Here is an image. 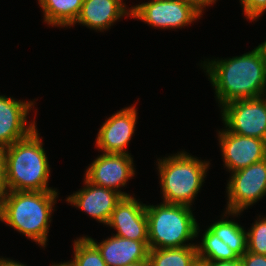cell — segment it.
<instances>
[{"instance_id": "6da1fadb", "label": "cell", "mask_w": 266, "mask_h": 266, "mask_svg": "<svg viewBox=\"0 0 266 266\" xmlns=\"http://www.w3.org/2000/svg\"><path fill=\"white\" fill-rule=\"evenodd\" d=\"M204 64L220 105L260 97L266 92V41L232 59Z\"/></svg>"}, {"instance_id": "7a4b0ae2", "label": "cell", "mask_w": 266, "mask_h": 266, "mask_svg": "<svg viewBox=\"0 0 266 266\" xmlns=\"http://www.w3.org/2000/svg\"><path fill=\"white\" fill-rule=\"evenodd\" d=\"M57 195L56 190L9 191L0 206V221L45 247Z\"/></svg>"}, {"instance_id": "3957f363", "label": "cell", "mask_w": 266, "mask_h": 266, "mask_svg": "<svg viewBox=\"0 0 266 266\" xmlns=\"http://www.w3.org/2000/svg\"><path fill=\"white\" fill-rule=\"evenodd\" d=\"M9 191H50L49 162L34 129L27 137L4 148Z\"/></svg>"}, {"instance_id": "277c9868", "label": "cell", "mask_w": 266, "mask_h": 266, "mask_svg": "<svg viewBox=\"0 0 266 266\" xmlns=\"http://www.w3.org/2000/svg\"><path fill=\"white\" fill-rule=\"evenodd\" d=\"M189 206L162 203L146 205L150 249L196 246L185 241L197 237L198 224Z\"/></svg>"}, {"instance_id": "5b68a950", "label": "cell", "mask_w": 266, "mask_h": 266, "mask_svg": "<svg viewBox=\"0 0 266 266\" xmlns=\"http://www.w3.org/2000/svg\"><path fill=\"white\" fill-rule=\"evenodd\" d=\"M209 163L185 152L158 161L164 203L192 205L204 182Z\"/></svg>"}, {"instance_id": "8992f818", "label": "cell", "mask_w": 266, "mask_h": 266, "mask_svg": "<svg viewBox=\"0 0 266 266\" xmlns=\"http://www.w3.org/2000/svg\"><path fill=\"white\" fill-rule=\"evenodd\" d=\"M129 10L132 17L163 29L183 27L202 14L190 0H152Z\"/></svg>"}, {"instance_id": "52a82bcc", "label": "cell", "mask_w": 266, "mask_h": 266, "mask_svg": "<svg viewBox=\"0 0 266 266\" xmlns=\"http://www.w3.org/2000/svg\"><path fill=\"white\" fill-rule=\"evenodd\" d=\"M221 108L228 131L266 141V99L262 96L234 100Z\"/></svg>"}, {"instance_id": "ba28073f", "label": "cell", "mask_w": 266, "mask_h": 266, "mask_svg": "<svg viewBox=\"0 0 266 266\" xmlns=\"http://www.w3.org/2000/svg\"><path fill=\"white\" fill-rule=\"evenodd\" d=\"M226 214L238 215L266 195V158L232 173Z\"/></svg>"}, {"instance_id": "9c48e42d", "label": "cell", "mask_w": 266, "mask_h": 266, "mask_svg": "<svg viewBox=\"0 0 266 266\" xmlns=\"http://www.w3.org/2000/svg\"><path fill=\"white\" fill-rule=\"evenodd\" d=\"M133 168L131 155L103 153L87 169L85 178L94 185L114 190L123 197H130L118 188L124 186L135 174Z\"/></svg>"}, {"instance_id": "30bf717a", "label": "cell", "mask_w": 266, "mask_h": 266, "mask_svg": "<svg viewBox=\"0 0 266 266\" xmlns=\"http://www.w3.org/2000/svg\"><path fill=\"white\" fill-rule=\"evenodd\" d=\"M219 142L224 163L232 173L266 158L265 140L241 136L225 129L219 131Z\"/></svg>"}, {"instance_id": "8fae6325", "label": "cell", "mask_w": 266, "mask_h": 266, "mask_svg": "<svg viewBox=\"0 0 266 266\" xmlns=\"http://www.w3.org/2000/svg\"><path fill=\"white\" fill-rule=\"evenodd\" d=\"M106 225L117 230V236L135 241H148L146 205L134 197H123Z\"/></svg>"}, {"instance_id": "7c38bea8", "label": "cell", "mask_w": 266, "mask_h": 266, "mask_svg": "<svg viewBox=\"0 0 266 266\" xmlns=\"http://www.w3.org/2000/svg\"><path fill=\"white\" fill-rule=\"evenodd\" d=\"M136 111L132 106L109 117L99 130L97 147L104 153L128 154L125 149L134 134Z\"/></svg>"}, {"instance_id": "4fadbf2b", "label": "cell", "mask_w": 266, "mask_h": 266, "mask_svg": "<svg viewBox=\"0 0 266 266\" xmlns=\"http://www.w3.org/2000/svg\"><path fill=\"white\" fill-rule=\"evenodd\" d=\"M33 102H22L0 95V149L27 137L34 129L35 122L26 126V116Z\"/></svg>"}, {"instance_id": "5bb4252c", "label": "cell", "mask_w": 266, "mask_h": 266, "mask_svg": "<svg viewBox=\"0 0 266 266\" xmlns=\"http://www.w3.org/2000/svg\"><path fill=\"white\" fill-rule=\"evenodd\" d=\"M86 186L67 198V201L77 206L91 217L107 224L111 213L123 196L111 189L94 185L85 178Z\"/></svg>"}, {"instance_id": "9a60e30c", "label": "cell", "mask_w": 266, "mask_h": 266, "mask_svg": "<svg viewBox=\"0 0 266 266\" xmlns=\"http://www.w3.org/2000/svg\"><path fill=\"white\" fill-rule=\"evenodd\" d=\"M87 238L98 248L107 266H126L148 260V241H135L114 235L97 244L92 238Z\"/></svg>"}, {"instance_id": "2e32d148", "label": "cell", "mask_w": 266, "mask_h": 266, "mask_svg": "<svg viewBox=\"0 0 266 266\" xmlns=\"http://www.w3.org/2000/svg\"><path fill=\"white\" fill-rule=\"evenodd\" d=\"M122 0H83L82 9L75 23L103 30L125 15H131Z\"/></svg>"}, {"instance_id": "e0dca14e", "label": "cell", "mask_w": 266, "mask_h": 266, "mask_svg": "<svg viewBox=\"0 0 266 266\" xmlns=\"http://www.w3.org/2000/svg\"><path fill=\"white\" fill-rule=\"evenodd\" d=\"M44 21L54 26H71L79 17L83 0H39Z\"/></svg>"}, {"instance_id": "ac0fdd59", "label": "cell", "mask_w": 266, "mask_h": 266, "mask_svg": "<svg viewBox=\"0 0 266 266\" xmlns=\"http://www.w3.org/2000/svg\"><path fill=\"white\" fill-rule=\"evenodd\" d=\"M150 266H200L196 246L150 249Z\"/></svg>"}, {"instance_id": "d6986e66", "label": "cell", "mask_w": 266, "mask_h": 266, "mask_svg": "<svg viewBox=\"0 0 266 266\" xmlns=\"http://www.w3.org/2000/svg\"><path fill=\"white\" fill-rule=\"evenodd\" d=\"M199 264L214 261H232L239 257L209 228L205 231L202 243L196 245Z\"/></svg>"}, {"instance_id": "ffe728a7", "label": "cell", "mask_w": 266, "mask_h": 266, "mask_svg": "<svg viewBox=\"0 0 266 266\" xmlns=\"http://www.w3.org/2000/svg\"><path fill=\"white\" fill-rule=\"evenodd\" d=\"M209 229L216 234L240 258L247 251V232L238 223L220 220Z\"/></svg>"}, {"instance_id": "44dd1931", "label": "cell", "mask_w": 266, "mask_h": 266, "mask_svg": "<svg viewBox=\"0 0 266 266\" xmlns=\"http://www.w3.org/2000/svg\"><path fill=\"white\" fill-rule=\"evenodd\" d=\"M74 259L70 261L73 266H107L98 248L87 238L74 241Z\"/></svg>"}, {"instance_id": "7402d4cb", "label": "cell", "mask_w": 266, "mask_h": 266, "mask_svg": "<svg viewBox=\"0 0 266 266\" xmlns=\"http://www.w3.org/2000/svg\"><path fill=\"white\" fill-rule=\"evenodd\" d=\"M247 251L266 255V218L256 221L247 232Z\"/></svg>"}, {"instance_id": "603a6c76", "label": "cell", "mask_w": 266, "mask_h": 266, "mask_svg": "<svg viewBox=\"0 0 266 266\" xmlns=\"http://www.w3.org/2000/svg\"><path fill=\"white\" fill-rule=\"evenodd\" d=\"M245 15L250 20H256L266 11V0H240Z\"/></svg>"}, {"instance_id": "cb8c5ba5", "label": "cell", "mask_w": 266, "mask_h": 266, "mask_svg": "<svg viewBox=\"0 0 266 266\" xmlns=\"http://www.w3.org/2000/svg\"><path fill=\"white\" fill-rule=\"evenodd\" d=\"M9 189L6 182V159L4 149H0V206Z\"/></svg>"}, {"instance_id": "d4e9b609", "label": "cell", "mask_w": 266, "mask_h": 266, "mask_svg": "<svg viewBox=\"0 0 266 266\" xmlns=\"http://www.w3.org/2000/svg\"><path fill=\"white\" fill-rule=\"evenodd\" d=\"M243 266H266V255L246 251L240 257Z\"/></svg>"}, {"instance_id": "484cf974", "label": "cell", "mask_w": 266, "mask_h": 266, "mask_svg": "<svg viewBox=\"0 0 266 266\" xmlns=\"http://www.w3.org/2000/svg\"><path fill=\"white\" fill-rule=\"evenodd\" d=\"M200 266H243L240 258L232 261L203 262Z\"/></svg>"}, {"instance_id": "4316f807", "label": "cell", "mask_w": 266, "mask_h": 266, "mask_svg": "<svg viewBox=\"0 0 266 266\" xmlns=\"http://www.w3.org/2000/svg\"><path fill=\"white\" fill-rule=\"evenodd\" d=\"M201 12L203 7L215 3L216 0H190Z\"/></svg>"}, {"instance_id": "83f0119b", "label": "cell", "mask_w": 266, "mask_h": 266, "mask_svg": "<svg viewBox=\"0 0 266 266\" xmlns=\"http://www.w3.org/2000/svg\"><path fill=\"white\" fill-rule=\"evenodd\" d=\"M0 266H26L22 263H19V262H14L12 260H9V259H1L0 258Z\"/></svg>"}, {"instance_id": "f1b7e54d", "label": "cell", "mask_w": 266, "mask_h": 266, "mask_svg": "<svg viewBox=\"0 0 266 266\" xmlns=\"http://www.w3.org/2000/svg\"><path fill=\"white\" fill-rule=\"evenodd\" d=\"M126 266H150L149 260L140 261L134 264L126 265Z\"/></svg>"}, {"instance_id": "f546056e", "label": "cell", "mask_w": 266, "mask_h": 266, "mask_svg": "<svg viewBox=\"0 0 266 266\" xmlns=\"http://www.w3.org/2000/svg\"><path fill=\"white\" fill-rule=\"evenodd\" d=\"M52 266H73V265L70 262H66V263H63V264L62 263L61 264L59 263V264H56V265L54 264Z\"/></svg>"}]
</instances>
